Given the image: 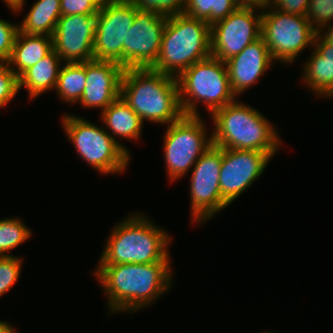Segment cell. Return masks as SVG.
<instances>
[{
    "instance_id": "cell-30",
    "label": "cell",
    "mask_w": 333,
    "mask_h": 333,
    "mask_svg": "<svg viewBox=\"0 0 333 333\" xmlns=\"http://www.w3.org/2000/svg\"><path fill=\"white\" fill-rule=\"evenodd\" d=\"M61 15H97L101 3L98 0H60Z\"/></svg>"
},
{
    "instance_id": "cell-8",
    "label": "cell",
    "mask_w": 333,
    "mask_h": 333,
    "mask_svg": "<svg viewBox=\"0 0 333 333\" xmlns=\"http://www.w3.org/2000/svg\"><path fill=\"white\" fill-rule=\"evenodd\" d=\"M316 34L306 16L271 10L269 6L262 9L261 37L274 61L293 63L307 46H314Z\"/></svg>"
},
{
    "instance_id": "cell-22",
    "label": "cell",
    "mask_w": 333,
    "mask_h": 333,
    "mask_svg": "<svg viewBox=\"0 0 333 333\" xmlns=\"http://www.w3.org/2000/svg\"><path fill=\"white\" fill-rule=\"evenodd\" d=\"M60 0H37L18 25L19 31L31 35H53L60 19Z\"/></svg>"
},
{
    "instance_id": "cell-4",
    "label": "cell",
    "mask_w": 333,
    "mask_h": 333,
    "mask_svg": "<svg viewBox=\"0 0 333 333\" xmlns=\"http://www.w3.org/2000/svg\"><path fill=\"white\" fill-rule=\"evenodd\" d=\"M169 236L144 214H130L112 229L98 265L161 262L169 255Z\"/></svg>"
},
{
    "instance_id": "cell-19",
    "label": "cell",
    "mask_w": 333,
    "mask_h": 333,
    "mask_svg": "<svg viewBox=\"0 0 333 333\" xmlns=\"http://www.w3.org/2000/svg\"><path fill=\"white\" fill-rule=\"evenodd\" d=\"M52 50L51 36L31 35L18 31L12 54L7 62L12 71L19 77L25 70L38 63Z\"/></svg>"
},
{
    "instance_id": "cell-16",
    "label": "cell",
    "mask_w": 333,
    "mask_h": 333,
    "mask_svg": "<svg viewBox=\"0 0 333 333\" xmlns=\"http://www.w3.org/2000/svg\"><path fill=\"white\" fill-rule=\"evenodd\" d=\"M124 68L114 61H85L86 85L80 105L102 111L120 97Z\"/></svg>"
},
{
    "instance_id": "cell-17",
    "label": "cell",
    "mask_w": 333,
    "mask_h": 333,
    "mask_svg": "<svg viewBox=\"0 0 333 333\" xmlns=\"http://www.w3.org/2000/svg\"><path fill=\"white\" fill-rule=\"evenodd\" d=\"M273 59L262 37L225 63L233 94L246 92L270 68Z\"/></svg>"
},
{
    "instance_id": "cell-1",
    "label": "cell",
    "mask_w": 333,
    "mask_h": 333,
    "mask_svg": "<svg viewBox=\"0 0 333 333\" xmlns=\"http://www.w3.org/2000/svg\"><path fill=\"white\" fill-rule=\"evenodd\" d=\"M169 255L149 264L97 265L93 275L107 294L109 313L129 312L149 306L172 287Z\"/></svg>"
},
{
    "instance_id": "cell-23",
    "label": "cell",
    "mask_w": 333,
    "mask_h": 333,
    "mask_svg": "<svg viewBox=\"0 0 333 333\" xmlns=\"http://www.w3.org/2000/svg\"><path fill=\"white\" fill-rule=\"evenodd\" d=\"M55 86L62 101L75 104L82 97L86 85L85 62L64 63Z\"/></svg>"
},
{
    "instance_id": "cell-20",
    "label": "cell",
    "mask_w": 333,
    "mask_h": 333,
    "mask_svg": "<svg viewBox=\"0 0 333 333\" xmlns=\"http://www.w3.org/2000/svg\"><path fill=\"white\" fill-rule=\"evenodd\" d=\"M59 55L52 50L46 57L25 70L19 77V90H28L29 99L55 89L59 72L63 64Z\"/></svg>"
},
{
    "instance_id": "cell-15",
    "label": "cell",
    "mask_w": 333,
    "mask_h": 333,
    "mask_svg": "<svg viewBox=\"0 0 333 333\" xmlns=\"http://www.w3.org/2000/svg\"><path fill=\"white\" fill-rule=\"evenodd\" d=\"M97 15H64L52 35L53 50L65 63L94 59L93 44Z\"/></svg>"
},
{
    "instance_id": "cell-32",
    "label": "cell",
    "mask_w": 333,
    "mask_h": 333,
    "mask_svg": "<svg viewBox=\"0 0 333 333\" xmlns=\"http://www.w3.org/2000/svg\"><path fill=\"white\" fill-rule=\"evenodd\" d=\"M310 0H268V6L284 13L306 16Z\"/></svg>"
},
{
    "instance_id": "cell-5",
    "label": "cell",
    "mask_w": 333,
    "mask_h": 333,
    "mask_svg": "<svg viewBox=\"0 0 333 333\" xmlns=\"http://www.w3.org/2000/svg\"><path fill=\"white\" fill-rule=\"evenodd\" d=\"M211 55V26L184 14L167 17L160 54L151 67L177 78L197 61Z\"/></svg>"
},
{
    "instance_id": "cell-24",
    "label": "cell",
    "mask_w": 333,
    "mask_h": 333,
    "mask_svg": "<svg viewBox=\"0 0 333 333\" xmlns=\"http://www.w3.org/2000/svg\"><path fill=\"white\" fill-rule=\"evenodd\" d=\"M238 8L234 0H186L183 14L206 21L210 26Z\"/></svg>"
},
{
    "instance_id": "cell-34",
    "label": "cell",
    "mask_w": 333,
    "mask_h": 333,
    "mask_svg": "<svg viewBox=\"0 0 333 333\" xmlns=\"http://www.w3.org/2000/svg\"><path fill=\"white\" fill-rule=\"evenodd\" d=\"M324 29L322 28L320 31L317 33L329 44L333 45V24H329L326 26ZM324 30V31H323ZM326 30V31H325Z\"/></svg>"
},
{
    "instance_id": "cell-12",
    "label": "cell",
    "mask_w": 333,
    "mask_h": 333,
    "mask_svg": "<svg viewBox=\"0 0 333 333\" xmlns=\"http://www.w3.org/2000/svg\"><path fill=\"white\" fill-rule=\"evenodd\" d=\"M238 7L211 26V55L226 62L261 37L262 11Z\"/></svg>"
},
{
    "instance_id": "cell-26",
    "label": "cell",
    "mask_w": 333,
    "mask_h": 333,
    "mask_svg": "<svg viewBox=\"0 0 333 333\" xmlns=\"http://www.w3.org/2000/svg\"><path fill=\"white\" fill-rule=\"evenodd\" d=\"M142 11L152 12L160 16L183 14L186 0H129Z\"/></svg>"
},
{
    "instance_id": "cell-2",
    "label": "cell",
    "mask_w": 333,
    "mask_h": 333,
    "mask_svg": "<svg viewBox=\"0 0 333 333\" xmlns=\"http://www.w3.org/2000/svg\"><path fill=\"white\" fill-rule=\"evenodd\" d=\"M120 97L143 123L169 125L184 115L177 79L152 68L124 69Z\"/></svg>"
},
{
    "instance_id": "cell-21",
    "label": "cell",
    "mask_w": 333,
    "mask_h": 333,
    "mask_svg": "<svg viewBox=\"0 0 333 333\" xmlns=\"http://www.w3.org/2000/svg\"><path fill=\"white\" fill-rule=\"evenodd\" d=\"M100 115L103 124L107 127L105 130H110L109 134L114 140L117 141L115 137H120L134 141L141 136L143 121L121 97L101 111Z\"/></svg>"
},
{
    "instance_id": "cell-33",
    "label": "cell",
    "mask_w": 333,
    "mask_h": 333,
    "mask_svg": "<svg viewBox=\"0 0 333 333\" xmlns=\"http://www.w3.org/2000/svg\"><path fill=\"white\" fill-rule=\"evenodd\" d=\"M238 7L256 8L262 10L268 6V0H234Z\"/></svg>"
},
{
    "instance_id": "cell-29",
    "label": "cell",
    "mask_w": 333,
    "mask_h": 333,
    "mask_svg": "<svg viewBox=\"0 0 333 333\" xmlns=\"http://www.w3.org/2000/svg\"><path fill=\"white\" fill-rule=\"evenodd\" d=\"M19 91L18 76L8 62H0V108L9 104Z\"/></svg>"
},
{
    "instance_id": "cell-36",
    "label": "cell",
    "mask_w": 333,
    "mask_h": 333,
    "mask_svg": "<svg viewBox=\"0 0 333 333\" xmlns=\"http://www.w3.org/2000/svg\"><path fill=\"white\" fill-rule=\"evenodd\" d=\"M101 4L104 3L107 0H98Z\"/></svg>"
},
{
    "instance_id": "cell-31",
    "label": "cell",
    "mask_w": 333,
    "mask_h": 333,
    "mask_svg": "<svg viewBox=\"0 0 333 333\" xmlns=\"http://www.w3.org/2000/svg\"><path fill=\"white\" fill-rule=\"evenodd\" d=\"M18 31V25L0 19V62L9 60Z\"/></svg>"
},
{
    "instance_id": "cell-27",
    "label": "cell",
    "mask_w": 333,
    "mask_h": 333,
    "mask_svg": "<svg viewBox=\"0 0 333 333\" xmlns=\"http://www.w3.org/2000/svg\"><path fill=\"white\" fill-rule=\"evenodd\" d=\"M22 257L0 256V297L13 288L20 276Z\"/></svg>"
},
{
    "instance_id": "cell-28",
    "label": "cell",
    "mask_w": 333,
    "mask_h": 333,
    "mask_svg": "<svg viewBox=\"0 0 333 333\" xmlns=\"http://www.w3.org/2000/svg\"><path fill=\"white\" fill-rule=\"evenodd\" d=\"M306 17L318 32L333 20V0H310Z\"/></svg>"
},
{
    "instance_id": "cell-7",
    "label": "cell",
    "mask_w": 333,
    "mask_h": 333,
    "mask_svg": "<svg viewBox=\"0 0 333 333\" xmlns=\"http://www.w3.org/2000/svg\"><path fill=\"white\" fill-rule=\"evenodd\" d=\"M62 126L78 155L101 174L123 173L130 162V151L114 140L104 127L83 117L65 114Z\"/></svg>"
},
{
    "instance_id": "cell-25",
    "label": "cell",
    "mask_w": 333,
    "mask_h": 333,
    "mask_svg": "<svg viewBox=\"0 0 333 333\" xmlns=\"http://www.w3.org/2000/svg\"><path fill=\"white\" fill-rule=\"evenodd\" d=\"M31 233L19 218L0 219V256H14L9 251L28 240Z\"/></svg>"
},
{
    "instance_id": "cell-10",
    "label": "cell",
    "mask_w": 333,
    "mask_h": 333,
    "mask_svg": "<svg viewBox=\"0 0 333 333\" xmlns=\"http://www.w3.org/2000/svg\"><path fill=\"white\" fill-rule=\"evenodd\" d=\"M222 148L211 145L196 161L191 170L190 199L192 221H209L229 204L222 198L219 176Z\"/></svg>"
},
{
    "instance_id": "cell-11",
    "label": "cell",
    "mask_w": 333,
    "mask_h": 333,
    "mask_svg": "<svg viewBox=\"0 0 333 333\" xmlns=\"http://www.w3.org/2000/svg\"><path fill=\"white\" fill-rule=\"evenodd\" d=\"M136 5L129 0H107L97 14L94 59L114 61L123 67V44L134 23Z\"/></svg>"
},
{
    "instance_id": "cell-3",
    "label": "cell",
    "mask_w": 333,
    "mask_h": 333,
    "mask_svg": "<svg viewBox=\"0 0 333 333\" xmlns=\"http://www.w3.org/2000/svg\"><path fill=\"white\" fill-rule=\"evenodd\" d=\"M210 117L215 126L211 133L214 146L266 152L273 158L282 145L270 120L238 99L214 111Z\"/></svg>"
},
{
    "instance_id": "cell-18",
    "label": "cell",
    "mask_w": 333,
    "mask_h": 333,
    "mask_svg": "<svg viewBox=\"0 0 333 333\" xmlns=\"http://www.w3.org/2000/svg\"><path fill=\"white\" fill-rule=\"evenodd\" d=\"M314 51V52H313ZM302 80L316 96L333 99V45L318 33L309 60L303 65Z\"/></svg>"
},
{
    "instance_id": "cell-13",
    "label": "cell",
    "mask_w": 333,
    "mask_h": 333,
    "mask_svg": "<svg viewBox=\"0 0 333 333\" xmlns=\"http://www.w3.org/2000/svg\"><path fill=\"white\" fill-rule=\"evenodd\" d=\"M166 16L136 8L134 23L123 44V68H151L160 54Z\"/></svg>"
},
{
    "instance_id": "cell-9",
    "label": "cell",
    "mask_w": 333,
    "mask_h": 333,
    "mask_svg": "<svg viewBox=\"0 0 333 333\" xmlns=\"http://www.w3.org/2000/svg\"><path fill=\"white\" fill-rule=\"evenodd\" d=\"M205 121L200 116L183 115L167 126L164 135V160L168 179L183 177L212 145ZM208 138V139H207Z\"/></svg>"
},
{
    "instance_id": "cell-6",
    "label": "cell",
    "mask_w": 333,
    "mask_h": 333,
    "mask_svg": "<svg viewBox=\"0 0 333 333\" xmlns=\"http://www.w3.org/2000/svg\"><path fill=\"white\" fill-rule=\"evenodd\" d=\"M176 79L184 115L201 116L197 107L200 101L212 114L237 98L230 86L226 63L212 55L194 63Z\"/></svg>"
},
{
    "instance_id": "cell-35",
    "label": "cell",
    "mask_w": 333,
    "mask_h": 333,
    "mask_svg": "<svg viewBox=\"0 0 333 333\" xmlns=\"http://www.w3.org/2000/svg\"><path fill=\"white\" fill-rule=\"evenodd\" d=\"M0 333H17L9 322L0 321Z\"/></svg>"
},
{
    "instance_id": "cell-14",
    "label": "cell",
    "mask_w": 333,
    "mask_h": 333,
    "mask_svg": "<svg viewBox=\"0 0 333 333\" xmlns=\"http://www.w3.org/2000/svg\"><path fill=\"white\" fill-rule=\"evenodd\" d=\"M271 157L266 152L222 148L219 185L222 198L231 204L259 178Z\"/></svg>"
}]
</instances>
